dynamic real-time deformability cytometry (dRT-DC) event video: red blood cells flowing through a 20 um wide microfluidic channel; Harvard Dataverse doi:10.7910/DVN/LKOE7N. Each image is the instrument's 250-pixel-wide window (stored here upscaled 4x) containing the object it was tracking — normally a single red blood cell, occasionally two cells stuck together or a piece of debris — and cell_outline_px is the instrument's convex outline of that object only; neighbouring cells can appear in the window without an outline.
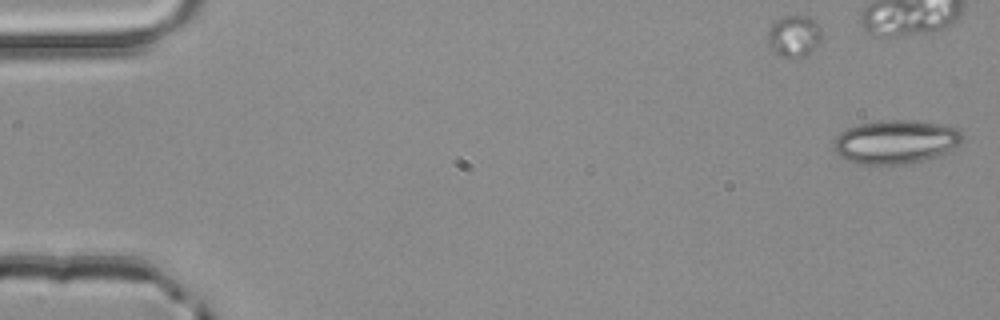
{"species": "common noctule bat (a hibernating species)", "species_latin": "Nyctalus noctula", "temperature_condition": "room temperature", "stored_images_in_passage": 4, "camera_frame_rate_fps": 3000, "um_per_image_px": 0.085, "animal": {"sex": "male", "body_mass_g": 20.4}, "frame": {"image": 1, "passage_image": 1, "time_ms": 0.0, "image_size_px": [1000, 320], "cell_outline_px": [[964, 140], [952, 152], [924, 160], [904, 164], [856, 164], [840, 156], [832, 148], [832, 144], [836, 136], [840, 132], [848, 128], [860, 124], [880, 120], [916, 120], [940, 124], [956, 128], [964, 136]], "centroid_in_image_um": [76.16, 12.06], "position_along_channel_um": 8.8, "area_um2": 33.23}}